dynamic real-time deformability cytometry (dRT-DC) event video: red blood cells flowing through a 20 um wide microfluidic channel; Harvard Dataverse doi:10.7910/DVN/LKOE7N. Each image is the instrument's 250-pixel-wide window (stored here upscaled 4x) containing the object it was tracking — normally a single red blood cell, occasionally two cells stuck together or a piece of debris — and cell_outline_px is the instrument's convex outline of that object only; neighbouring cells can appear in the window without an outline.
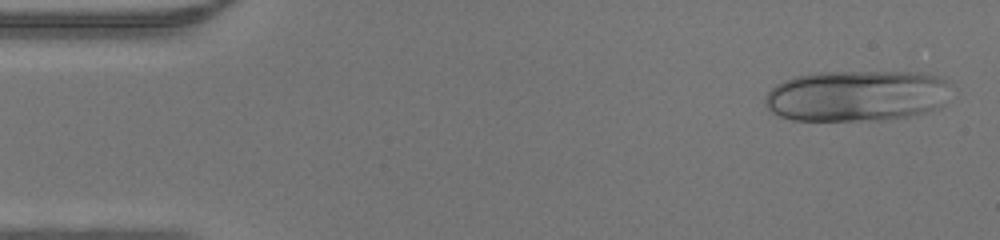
{"species": "human", "species_latin": "Homo sapiens", "temperature_condition": "warm", "stored_images_in_passage": 45, "camera_frame_rate_fps": 3000, "um_per_image_px": 0.085, "donor": {"sex": "male"}, "frame": {"image": 1, "passage_image": 2, "time_ms": 0.333, "image_size_px": [1000, 240], "cell_outline_px": [[948, 84], [944, 104], [940, 108], [928, 112], [908, 116], [880, 120], [792, 120], [780, 116], [772, 112], [764, 104], [764, 100], [768, 92], [776, 84], [784, 80], [796, 76], [816, 72], [916, 72], [932, 76], [944, 80]], "centroid_in_image_um": [72.77, 8.15], "position_along_channel_um": 12.2, "area_um2": 55.26}}
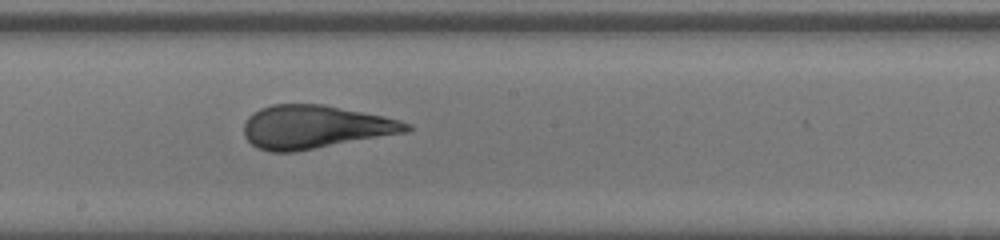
{"frame": {"image": 2, "passage_image": 24, "time_ms": 7.667, "image_size_px": [1000, 240], "cell_outline_px": [[412, 128], [408, 132], [296, 152], [272, 152], [256, 148], [244, 136], [244, 124], [248, 116], [252, 112], [260, 108], [272, 104], [324, 104], [384, 116], [400, 120], [412, 124]], "centroid_in_image_um": [26.78, 10.79], "position_along_channel_um": 221.4, "area_um2": 41.38}}
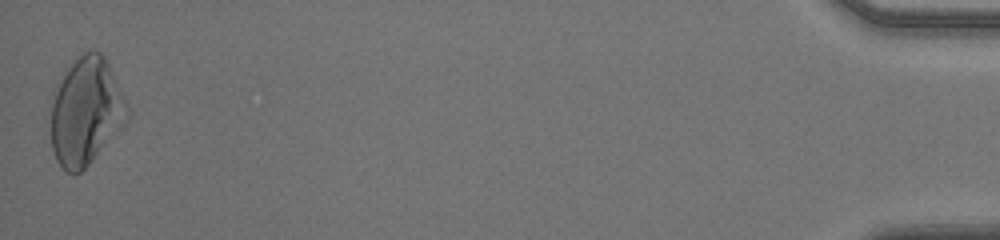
{"frame": {"image": 3, "passage_image": 45, "time_ms": 14.667, "image_size_px": [1000, 240], "cell_outline_px": [[128, 116], [124, 124], [88, 164], [80, 172], [68, 172], [56, 160], [52, 148], [52, 104], [56, 92], [68, 68], [84, 52], [100, 52], [104, 56], [108, 64], [128, 108]], "centroid_in_image_um": [7.31, 9.5], "position_along_channel_um": 427.9, "area_um2": 45.95}}